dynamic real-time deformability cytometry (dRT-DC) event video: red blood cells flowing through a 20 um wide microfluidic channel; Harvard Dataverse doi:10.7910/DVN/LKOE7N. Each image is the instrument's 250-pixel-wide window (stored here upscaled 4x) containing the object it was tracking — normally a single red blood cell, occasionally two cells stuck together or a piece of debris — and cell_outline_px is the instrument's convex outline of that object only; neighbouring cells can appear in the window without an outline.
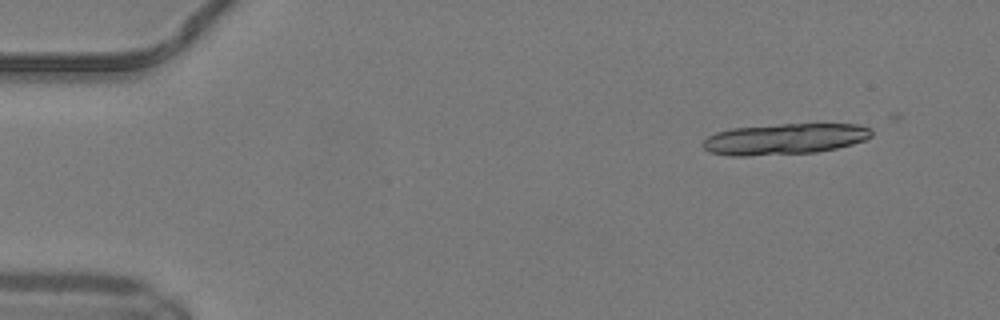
{"species": "common noctule bat (a hibernating species)", "species_latin": "Nyctalus noctula", "temperature_condition": "warm", "stored_images_in_passage": 17, "camera_frame_rate_fps": 3000, "um_per_image_px": 0.085, "animal": {"sex": "male", "body_mass_g": 19.2, "forearm_length_mm": 51.8}, "frame": {"image": 1, "passage_image": 5, "time_ms": 1.333, "image_size_px": [1000, 320], "cell_outline_px": [[872, 136], [864, 140], [852, 144], [836, 148], [816, 152], [748, 156], [728, 156], [708, 152], [700, 144], [708, 136], [716, 132], [732, 128], [780, 124], [856, 124], [872, 128]], "centroid_in_image_um": [66.66, 11.82], "position_along_channel_um": 18.3, "area_um2": 30.63}}